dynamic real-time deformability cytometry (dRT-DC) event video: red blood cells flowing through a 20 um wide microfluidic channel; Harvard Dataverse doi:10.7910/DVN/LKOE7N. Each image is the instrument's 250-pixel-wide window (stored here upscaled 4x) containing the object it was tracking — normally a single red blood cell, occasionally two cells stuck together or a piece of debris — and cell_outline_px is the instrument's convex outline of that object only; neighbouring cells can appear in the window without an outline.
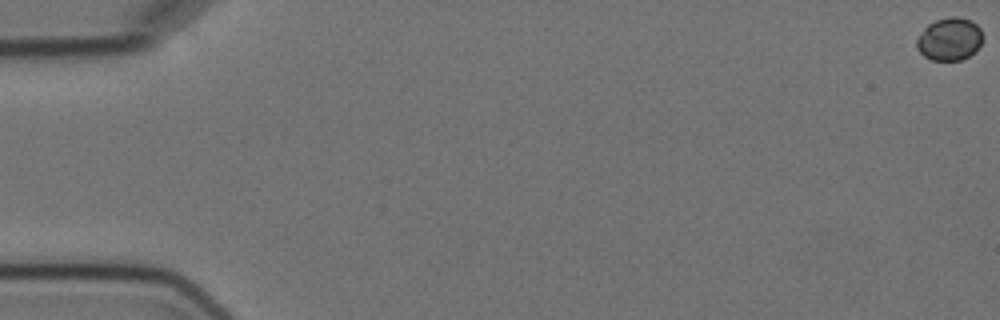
{"species": "Egyptian fruit bat (a non-hibernating species)", "species_latin": "Rousettus aegyptiacus", "temperature_condition": "cold", "stored_images_in_passage": 6, "camera_frame_rate_fps": 3000, "um_per_image_px": 0.085, "animal": {"sex": "female"}, "frame": {"image": 1, "passage_image": 1, "time_ms": 0.0, "image_size_px": [1000, 320], "cell_outline_px": [[984, 36], [976, 52], [960, 60], [932, 60], [924, 56], [916, 48], [916, 40], [924, 28], [928, 24], [936, 20], [948, 16], [956, 16], [972, 20], [980, 28]], "centroid_in_image_um": [80.72, 3.31], "position_along_channel_um": 4.3, "area_um2": 16.65}}
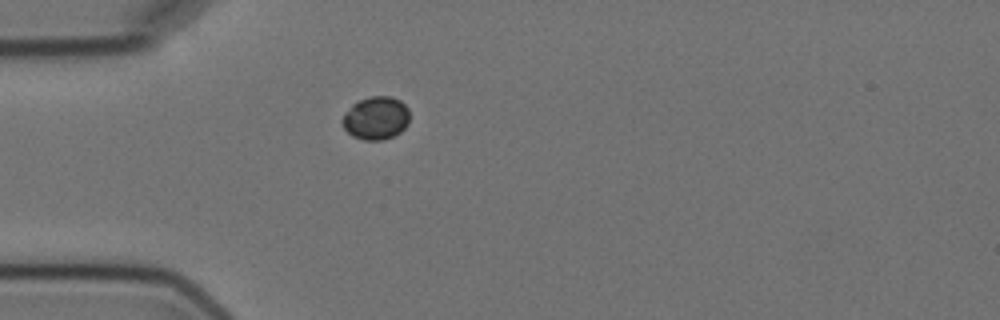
{"frame": {"image": 2, "passage_image": 5, "time_ms": 5.667, "image_size_px": [1000, 320], "cell_outline_px": [[408, 124], [400, 132], [384, 140], [364, 140], [352, 136], [344, 128], [340, 120], [344, 112], [352, 104], [368, 96], [392, 96], [400, 100], [408, 108]], "centroid_in_image_um": [31.93, 10.03], "position_along_channel_um": 53.1, "area_um2": 17.05}}